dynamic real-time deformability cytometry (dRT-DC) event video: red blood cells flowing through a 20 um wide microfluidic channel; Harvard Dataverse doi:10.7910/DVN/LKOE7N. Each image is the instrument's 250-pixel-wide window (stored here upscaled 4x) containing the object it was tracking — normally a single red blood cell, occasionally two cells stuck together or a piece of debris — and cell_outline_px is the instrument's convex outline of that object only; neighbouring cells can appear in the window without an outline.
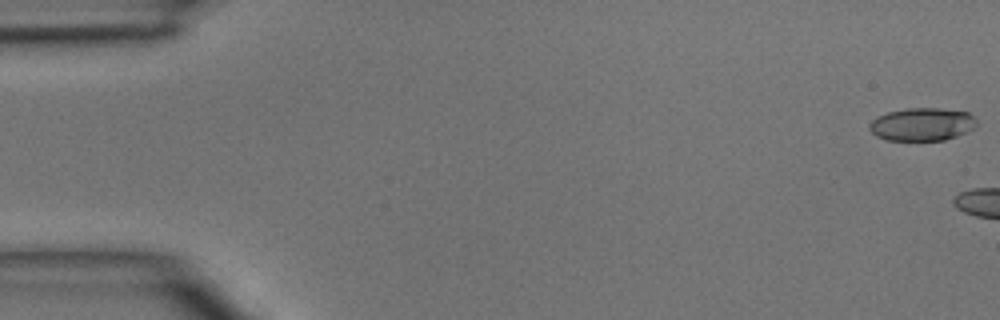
{"species": "common noctule bat (a hibernating species)", "species_latin": "Nyctalus noctula", "temperature_condition": "room temperature", "stored_images_in_passage": 5, "camera_frame_rate_fps": 3000, "um_per_image_px": 0.085, "animal": {"sex": "male", "body_mass_g": 15.6}, "frame": {"image": 1, "passage_image": 1, "time_ms": 0.0, "image_size_px": [1000, 320], "cell_outline_px": [[976, 124], [972, 128], [956, 136], [944, 140], [888, 140], [876, 136], [868, 128], [868, 124], [876, 116], [888, 112], [908, 108], [936, 108], [968, 112], [976, 120]], "centroid_in_image_um": [78.32, 10.56], "position_along_channel_um": 6.7, "area_um2": 20.4}}